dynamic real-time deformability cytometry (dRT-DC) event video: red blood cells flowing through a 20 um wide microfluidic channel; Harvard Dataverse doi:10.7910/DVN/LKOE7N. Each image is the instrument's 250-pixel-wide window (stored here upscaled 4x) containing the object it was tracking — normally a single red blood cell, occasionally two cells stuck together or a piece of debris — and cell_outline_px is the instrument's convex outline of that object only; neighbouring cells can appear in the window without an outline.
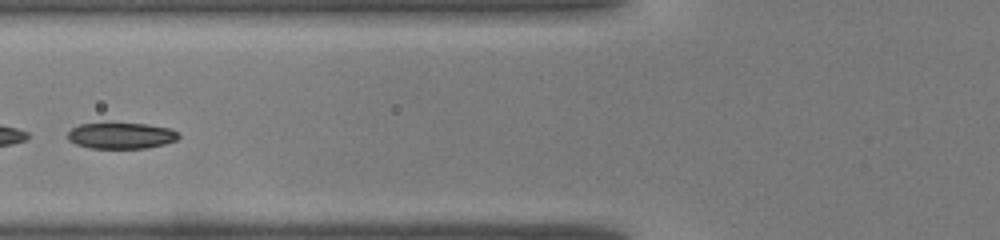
{"species": "common noctule bat (a hibernating species)", "species_latin": "Nyctalus noctula", "temperature_condition": "warm", "stored_images_in_passage": 33, "segment_of_instrument_passage": [2, 2], "camera_frame_rate_fps": 3000, "um_per_image_px": 0.085, "animal": {"sex": "male", "body_mass_g": 19.0, "forearm_length_mm": 50.8}, "frame": {"image": 1, "passage_image": 9, "time_ms": 2.667, "image_size_px": [1000, 240], "cell_outline_px": [[180, 136], [176, 140], [164, 144], [144, 148], [92, 148], [76, 144], [68, 140], [68, 132], [72, 128], [80, 124], [148, 124], [172, 128], [180, 132]], "centroid_in_image_um": [10.34, 11.53], "position_along_channel_um": 115.5, "area_um2": 16.76}}
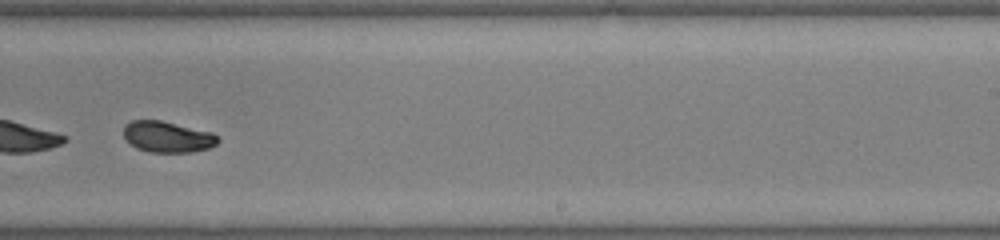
{"frame": {"image": 2, "passage_image": 19, "time_ms": 6.0, "image_size_px": [1000, 240], "cell_outline_px": [[220, 140], [216, 144], [208, 148], [192, 152], [148, 152], [136, 148], [124, 136], [124, 124], [132, 120], [160, 120], [212, 132]], "centroid_in_image_um": [14.23, 11.63], "position_along_channel_um": 274.8, "area_um2": 16.99}}
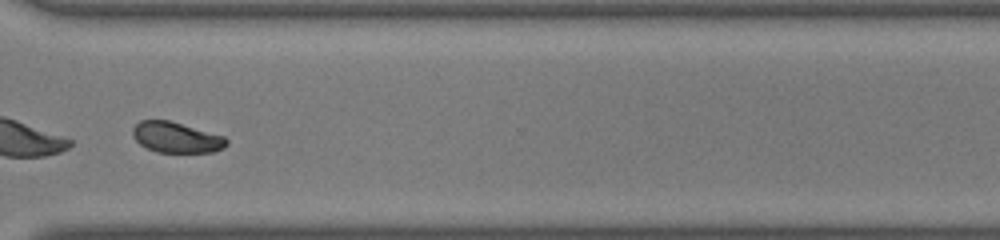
{"frame": {"image": 3, "passage_image": 24, "time_ms": 7.667, "image_size_px": [1000, 240], "cell_outline_px": [[228, 144], [224, 148], [212, 152], [156, 152], [140, 144], [132, 136], [132, 128], [140, 120], [168, 120], [224, 136], [228, 140]], "centroid_in_image_um": [14.98, 11.68], "position_along_channel_um": 355.6, "area_um2": 16.7}}